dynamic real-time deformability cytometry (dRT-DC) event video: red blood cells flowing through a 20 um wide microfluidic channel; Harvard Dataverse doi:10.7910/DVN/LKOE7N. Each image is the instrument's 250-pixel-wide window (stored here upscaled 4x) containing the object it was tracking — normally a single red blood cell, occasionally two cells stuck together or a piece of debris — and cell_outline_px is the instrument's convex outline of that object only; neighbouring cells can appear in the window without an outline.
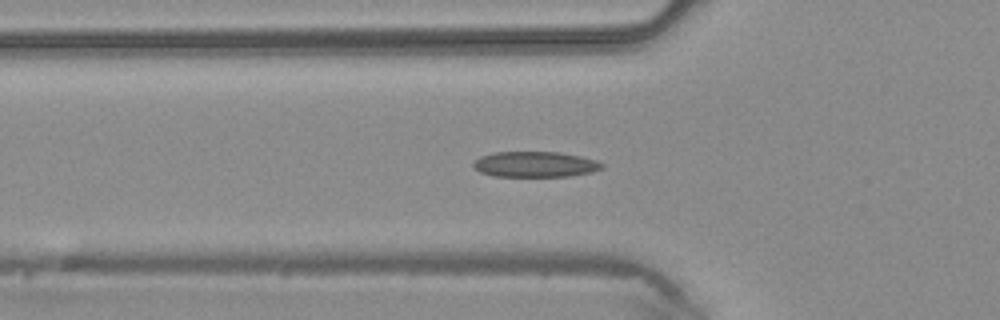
{"species": "common noctule bat (a hibernating species)", "species_latin": "Nyctalus noctula", "temperature_condition": "warm", "stored_images_in_passage": 39, "camera_frame_rate_fps": 3000, "um_per_image_px": 0.085, "animal": {"sex": "male", "body_mass_g": 20.4}, "frame": {"image": 1, "passage_image": 8, "time_ms": 2.333, "image_size_px": [1000, 320], "cell_outline_px": [[604, 168], [592, 172], [568, 176], [496, 176], [480, 172], [472, 164], [480, 156], [496, 152], [560, 152], [580, 156], [596, 160], [604, 164]], "centroid_in_image_um": [45.52, 13.96], "position_along_channel_um": 80.3, "area_um2": 19.07}}
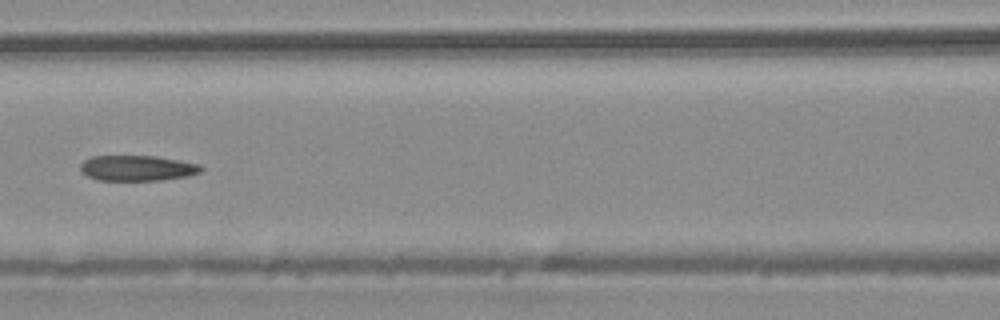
{"frame": {"image": 2, "passage_image": 13, "time_ms": 4.0, "image_size_px": [1000, 320], "cell_outline_px": [[204, 168], [200, 172], [188, 176], [160, 180], [96, 180], [88, 176], [80, 168], [80, 164], [84, 160], [92, 156], [156, 156], [200, 164]], "centroid_in_image_um": [11.68, 14.28], "position_along_channel_um": 154.9, "area_um2": 17.86}}
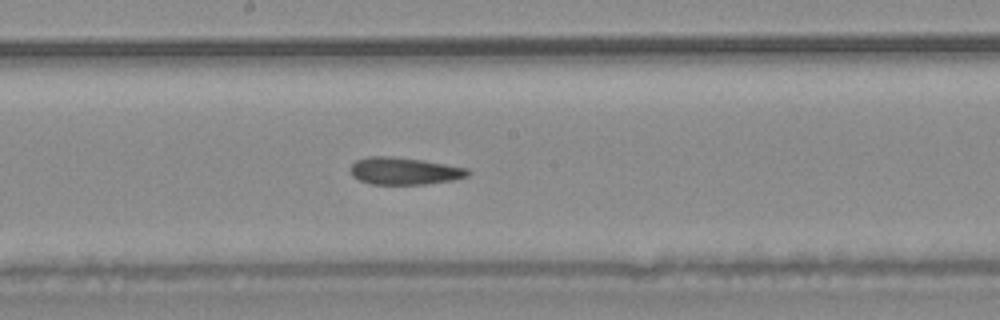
{"frame": {"image": 3, "passage_image": 17, "time_ms": 5.333, "image_size_px": [1000, 320], "cell_outline_px": [[472, 172], [468, 176], [452, 180], [424, 184], [372, 184], [360, 180], [352, 176], [352, 164], [356, 160], [368, 156], [392, 156], [424, 160], [468, 168]], "centroid_in_image_um": [34.4, 14.52], "position_along_channel_um": 213.8, "area_um2": 18.61}}